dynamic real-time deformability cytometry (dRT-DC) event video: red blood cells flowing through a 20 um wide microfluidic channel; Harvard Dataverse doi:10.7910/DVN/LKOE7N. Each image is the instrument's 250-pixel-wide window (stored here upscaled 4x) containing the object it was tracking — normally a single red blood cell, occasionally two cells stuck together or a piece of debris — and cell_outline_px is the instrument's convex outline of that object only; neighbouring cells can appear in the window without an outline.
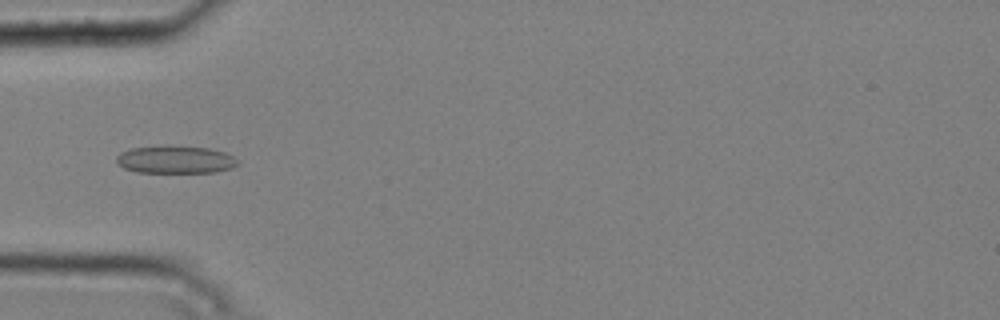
{"species": "common noctule bat (a hibernating species)", "species_latin": "Nyctalus noctula", "temperature_condition": "cold", "stored_images_in_passage": 4, "camera_frame_rate_fps": 3000, "um_per_image_px": 0.085, "animal": {"sex": "male", "body_mass_g": 20.4}, "frame": {"image": 1, "passage_image": 4, "time_ms": 1.0, "image_size_px": [1000, 320], "cell_outline_px": [[240, 164], [232, 168], [216, 172], [136, 172], [124, 168], [116, 160], [116, 156], [120, 152], [132, 148], [164, 144], [172, 144], [208, 148], [224, 152], [240, 160]], "centroid_in_image_um": [14.93, 13.54], "position_along_channel_um": 70.1, "area_um2": 20.0}}